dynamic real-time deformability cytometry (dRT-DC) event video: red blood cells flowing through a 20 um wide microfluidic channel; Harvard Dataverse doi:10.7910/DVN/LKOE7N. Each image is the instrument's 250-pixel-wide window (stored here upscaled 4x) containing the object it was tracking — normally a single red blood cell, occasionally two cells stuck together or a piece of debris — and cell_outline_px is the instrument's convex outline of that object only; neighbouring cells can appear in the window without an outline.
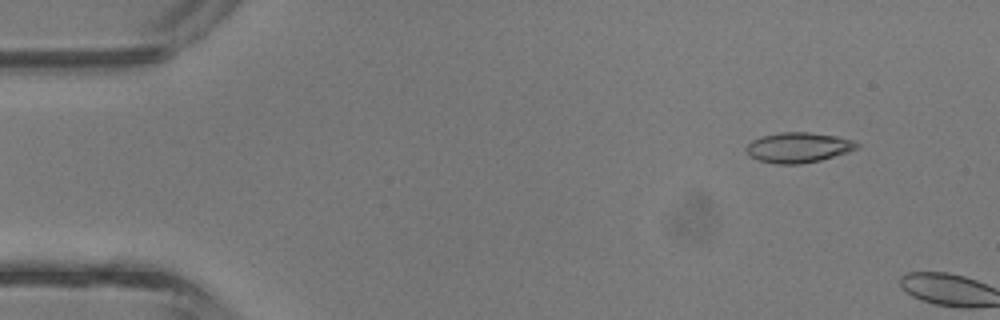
{"species": "common noctule bat (a hibernating species)", "species_latin": "Nyctalus noctula", "temperature_condition": "room temperature", "stored_images_in_passage": 5, "camera_frame_rate_fps": 3000, "um_per_image_px": 0.085, "animal": {"sex": "male", "body_mass_g": 13.3}, "frame": {"image": 1, "passage_image": 4, "time_ms": 1.0, "image_size_px": [1000, 320], "cell_outline_px": [[860, 148], [848, 152], [820, 160], [800, 164], [776, 164], [760, 160], [748, 156], [744, 148], [752, 140], [760, 136], [780, 132], [808, 132], [836, 136], [852, 140], [860, 144]], "centroid_in_image_um": [67.84, 12.53], "position_along_channel_um": 17.2, "area_um2": 19.59}}